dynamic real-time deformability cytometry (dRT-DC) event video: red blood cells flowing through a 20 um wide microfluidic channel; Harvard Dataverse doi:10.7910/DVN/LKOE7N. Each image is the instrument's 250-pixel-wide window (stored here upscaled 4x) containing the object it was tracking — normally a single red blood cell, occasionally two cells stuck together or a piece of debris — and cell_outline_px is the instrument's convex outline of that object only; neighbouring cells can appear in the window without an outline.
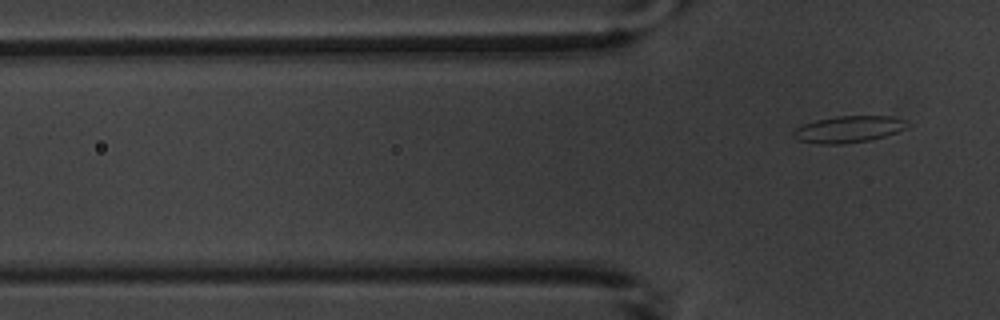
{"species": "common noctule bat (a hibernating species)", "species_latin": "Nyctalus noctula", "temperature_condition": "warm", "stored_images_in_passage": 7, "segment_of_instrument_passage": [2, 2], "camera_frame_rate_fps": 3000, "um_per_image_px": 0.085, "animal": {"sex": "male", "body_mass_g": 20.1, "forearm_length_mm": 53.5}, "frame": {"image": 1, "passage_image": 7, "time_ms": 8.0, "image_size_px": [1000, 320], "cell_outline_px": [[904, 128], [896, 132], [872, 140], [844, 144], [820, 144], [796, 140], [792, 136], [792, 132], [796, 128], [804, 124], [816, 120], [836, 116], [888, 116], [904, 120]], "centroid_in_image_um": [72.03, 11.0], "position_along_channel_um": 53.8, "area_um2": 17.51}}